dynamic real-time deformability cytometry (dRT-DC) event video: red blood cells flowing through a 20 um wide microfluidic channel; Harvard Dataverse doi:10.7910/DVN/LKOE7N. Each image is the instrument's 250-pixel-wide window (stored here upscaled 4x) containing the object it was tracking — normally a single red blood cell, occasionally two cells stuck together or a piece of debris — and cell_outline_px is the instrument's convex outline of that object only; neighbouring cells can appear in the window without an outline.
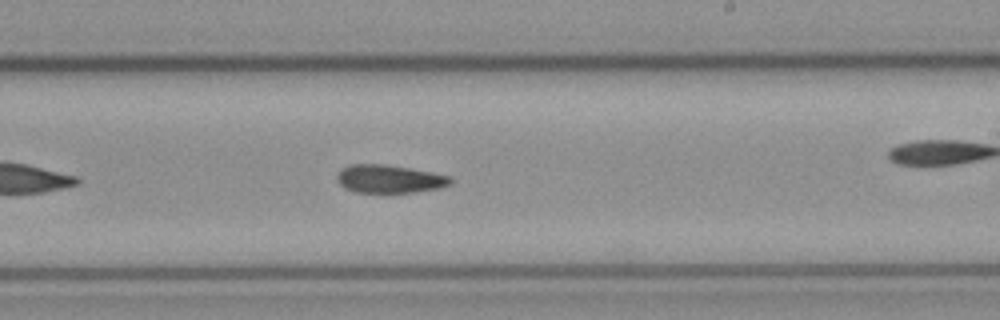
{"species": "common noctule bat (a hibernating species)", "species_latin": "Nyctalus noctula", "temperature_condition": "cold", "stored_images_in_passage": 40, "camera_frame_rate_fps": 3000, "um_per_image_px": 0.085, "animal": {"sex": "female", "body_mass_g": 21.9}, "frame": {"image": 1, "passage_image": 18, "time_ms": 5.667, "image_size_px": [1000, 320], "cell_outline_px": [[452, 184], [440, 188], [416, 192], [388, 196], [356, 192], [344, 188], [336, 180], [336, 176], [340, 168], [352, 164], [384, 164], [432, 172], [448, 176], [452, 180]], "centroid_in_image_um": [33.06, 15.26], "position_along_channel_um": 255.9, "area_um2": 19.48}, "authors_computed_cell_mechanics": {"area_um2": 19.074, "velocity_mm_per_s": 3.8914, "shape_relaxation_time_tau1_ms": 6.7144, "shape_relaxation_time_tau2_ms": null, "deformation_change_tau1": 0.1525, "deformation_change_tau2": null}}